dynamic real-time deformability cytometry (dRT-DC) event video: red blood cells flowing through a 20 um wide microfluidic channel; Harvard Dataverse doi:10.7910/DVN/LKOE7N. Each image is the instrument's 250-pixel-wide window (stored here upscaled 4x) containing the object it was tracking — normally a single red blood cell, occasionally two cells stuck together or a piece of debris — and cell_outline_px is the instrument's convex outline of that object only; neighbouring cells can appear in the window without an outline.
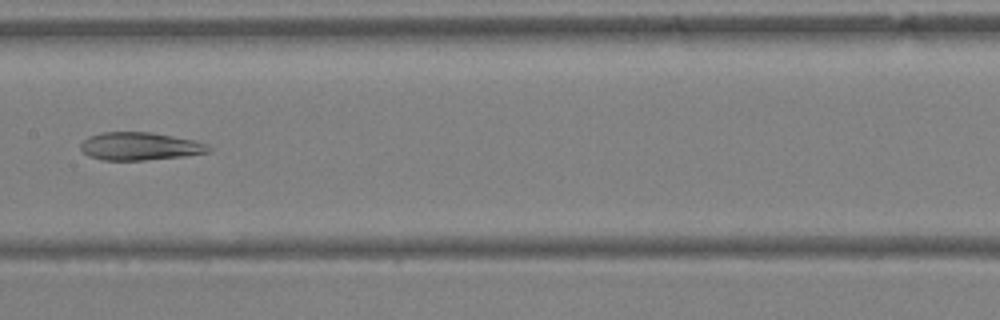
{"species": "Egyptian fruit bat (a non-hibernating species)", "species_latin": "Rousettus aegyptiacus", "temperature_condition": "warm", "stored_images_in_passage": 29, "camera_frame_rate_fps": 3000, "um_per_image_px": 0.085, "animal": {"sex": "female"}, "frame": {"image": 1, "passage_image": 13, "time_ms": 4.0, "image_size_px": [1000, 320], "cell_outline_px": [[212, 148], [208, 152], [184, 156], [144, 160], [104, 160], [88, 156], [80, 148], [80, 144], [88, 136], [100, 132], [152, 132], [192, 140], [208, 144]], "centroid_in_image_um": [11.86, 12.43], "position_along_channel_um": 195.5, "area_um2": 20.75}}
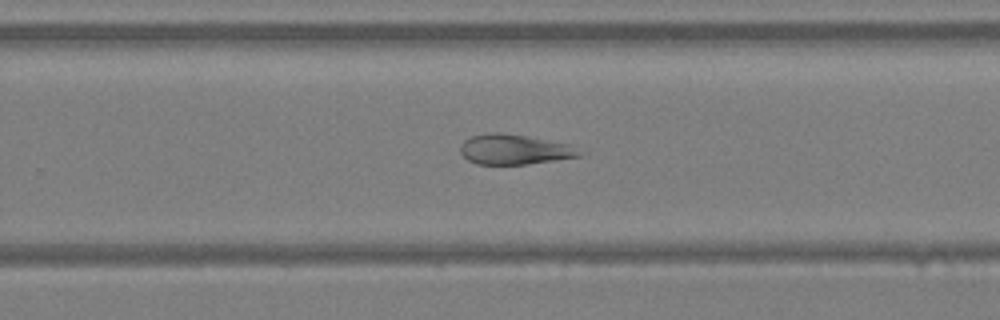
{"frame": {"image": 2, "passage_image": 19, "time_ms": 6.0, "image_size_px": [1000, 320], "cell_outline_px": [[588, 152], [584, 156], [528, 164], [476, 164], [468, 160], [460, 152], [460, 144], [464, 140], [472, 136], [488, 132], [500, 132], [572, 144]], "centroid_in_image_um": [43.81, 12.7], "position_along_channel_um": 286.0, "area_um2": 21.27}}
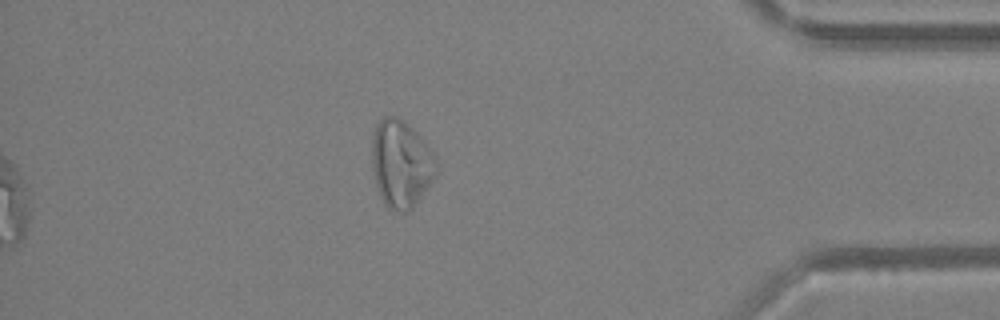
{"frame": {"image": 3, "passage_image": 29, "time_ms": 9.333, "image_size_px": [1000, 320], "cell_outline_px": [[436, 176], [412, 208], [408, 212], [392, 212], [384, 204], [380, 196], [376, 184], [372, 168], [372, 136], [380, 120], [384, 116], [396, 116], [404, 120], [412, 128], [432, 152], [436, 160]], "centroid_in_image_um": [34.07, 13.95], "position_along_channel_um": 401.1, "area_um2": 32.66}, "authors_computed_cell_mechanics": {"area_um2": 23.4668, "velocity_mm_per_s": 4.5271, "shape_relaxation_time_tau1_ms": null, "shape_relaxation_time_tau2_ms": 1.3885, "deformation_change_tau1": null, "deformation_change_tau2": 0.0917}}